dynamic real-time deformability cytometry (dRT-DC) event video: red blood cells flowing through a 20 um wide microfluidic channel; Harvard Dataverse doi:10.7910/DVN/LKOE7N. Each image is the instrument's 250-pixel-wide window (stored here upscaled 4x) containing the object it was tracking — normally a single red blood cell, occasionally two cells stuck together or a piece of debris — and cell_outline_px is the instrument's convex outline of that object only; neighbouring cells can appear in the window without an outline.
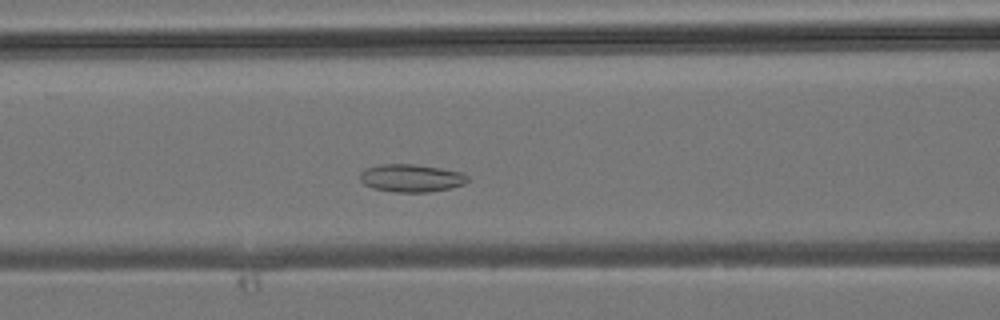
{"species": "common noctule bat (a hibernating species)", "species_latin": "Nyctalus noctula", "temperature_condition": "room temperature", "stored_images_in_passage": 34, "camera_frame_rate_fps": 3000, "um_per_image_px": 0.085, "animal": {"sex": "male", "body_mass_g": 19.2, "forearm_length_mm": 51.8}, "frame": {"image": 1, "passage_image": 12, "time_ms": 3.667, "image_size_px": [1000, 320], "cell_outline_px": [[468, 180], [464, 184], [448, 188], [428, 192], [396, 192], [372, 188], [364, 184], [360, 180], [360, 172], [368, 168], [380, 164], [416, 164], [464, 172], [468, 176]], "centroid_in_image_um": [34.96, 15.13], "position_along_channel_um": 131.6, "area_um2": 17.4}}
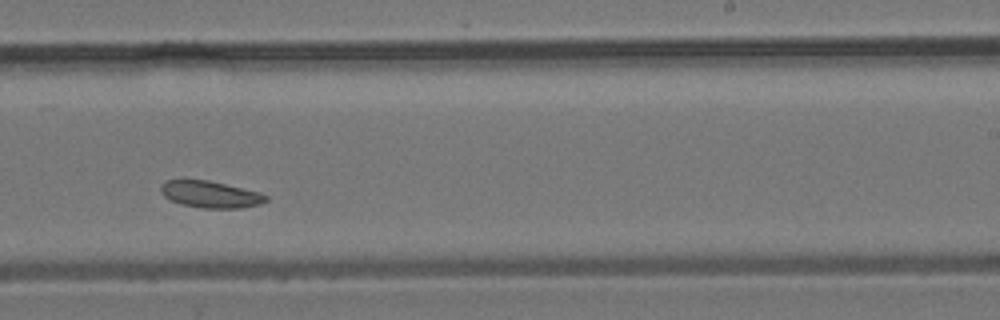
{"frame": {"image": 2, "passage_image": 21, "time_ms": 6.667, "image_size_px": [1000, 320], "cell_outline_px": [[268, 200], [260, 204], [240, 208], [204, 208], [180, 204], [164, 196], [160, 192], [160, 184], [164, 180], [208, 180], [260, 192], [268, 196]], "centroid_in_image_um": [17.87, 16.52], "position_along_channel_um": 271.1, "area_um2": 16.42}}
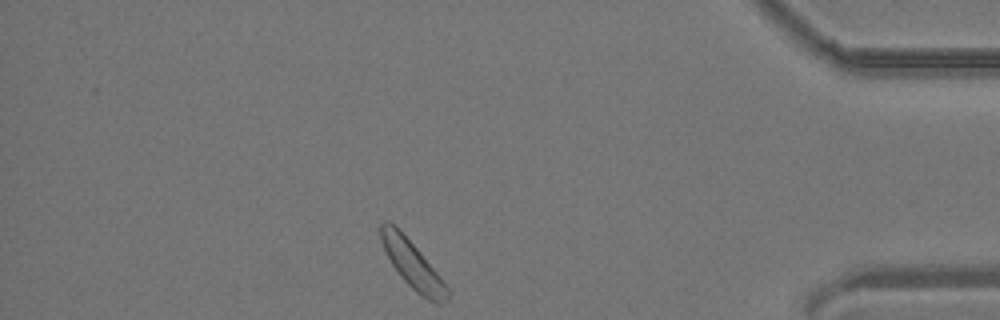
{"frame": {"image": 3, "passage_image": 32, "time_ms": 10.333, "image_size_px": [1000, 320], "cell_outline_px": [[448, 300], [440, 304], [436, 304], [428, 300], [416, 292], [400, 276], [392, 264], [380, 240], [380, 224], [384, 220], [388, 220], [416, 248], [436, 272], [448, 288]], "centroid_in_image_um": [35.05, 22.52], "position_along_channel_um": 400.2, "area_um2": 17.69}}